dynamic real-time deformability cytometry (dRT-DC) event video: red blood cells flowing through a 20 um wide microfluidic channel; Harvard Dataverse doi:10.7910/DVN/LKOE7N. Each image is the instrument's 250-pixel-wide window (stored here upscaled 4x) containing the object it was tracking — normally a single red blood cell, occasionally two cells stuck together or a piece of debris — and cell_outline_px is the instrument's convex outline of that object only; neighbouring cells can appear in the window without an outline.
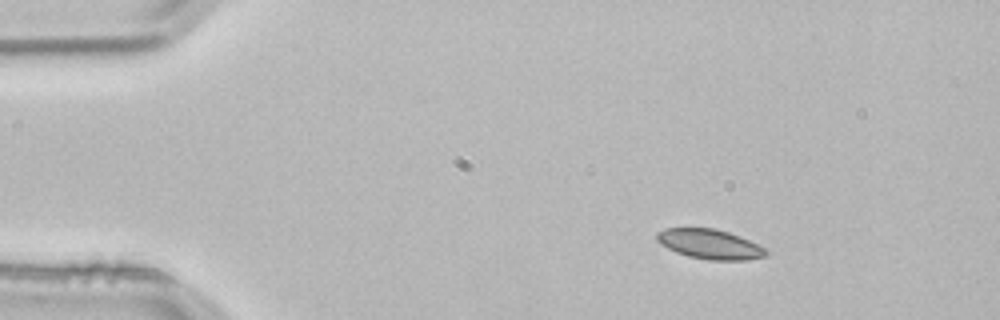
{"species": "common noctule bat (a hibernating species)", "species_latin": "Nyctalus noctula", "temperature_condition": "room temperature", "stored_images_in_passage": 2, "camera_frame_rate_fps": 3000, "um_per_image_px": 0.085, "animal": {"sex": "male", "body_mass_g": 21.5, "forearm_length_mm": 52.0}, "frame": {"image": 1, "passage_image": 1, "time_ms": 0.0, "image_size_px": [1000, 320], "cell_outline_px": [[768, 256], [748, 260], [708, 260], [688, 256], [676, 252], [660, 244], [656, 240], [656, 232], [664, 228], [716, 228], [740, 236], [764, 248], [768, 252]], "centroid_in_image_um": [60.31, 20.75], "position_along_channel_um": 24.7, "area_um2": 19.02}}